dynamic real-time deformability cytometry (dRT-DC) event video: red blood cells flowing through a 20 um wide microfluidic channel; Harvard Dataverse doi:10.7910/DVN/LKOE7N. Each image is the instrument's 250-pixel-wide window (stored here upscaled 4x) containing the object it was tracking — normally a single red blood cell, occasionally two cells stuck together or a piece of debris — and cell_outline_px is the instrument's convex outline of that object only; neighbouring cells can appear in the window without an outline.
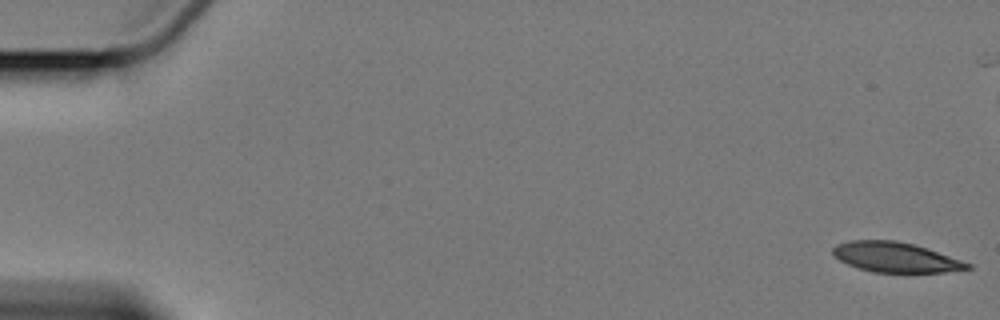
{"species": "Egyptian fruit bat (a non-hibernating species)", "species_latin": "Rousettus aegyptiacus", "temperature_condition": "cold", "stored_images_in_passage": 6, "camera_frame_rate_fps": 3000, "um_per_image_px": 0.085, "animal": {"sex": "female"}, "frame": {"image": 1, "passage_image": 1, "time_ms": 0.0, "image_size_px": [1000, 320], "cell_outline_px": [[972, 268], [944, 272], [872, 272], [856, 268], [840, 260], [832, 252], [832, 248], [836, 244], [848, 240], [896, 240], [912, 244], [972, 264]], "centroid_in_image_um": [76.06, 21.86], "position_along_channel_um": 8.9, "area_um2": 23.24}}